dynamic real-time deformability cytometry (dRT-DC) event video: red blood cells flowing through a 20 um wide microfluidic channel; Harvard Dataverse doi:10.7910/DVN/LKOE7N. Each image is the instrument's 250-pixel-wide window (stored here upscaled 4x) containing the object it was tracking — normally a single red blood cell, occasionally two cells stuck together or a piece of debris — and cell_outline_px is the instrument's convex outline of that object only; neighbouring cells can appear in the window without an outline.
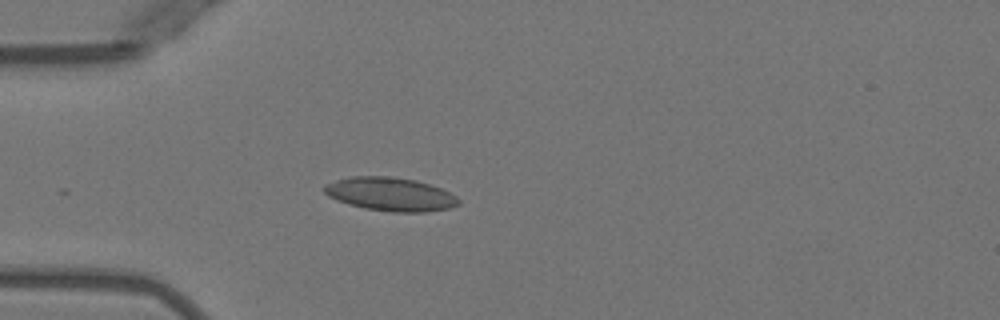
{"species": "Egyptian fruit bat (a non-hibernating species)", "species_latin": "Rousettus aegyptiacus", "temperature_condition": "warm", "stored_images_in_passage": 4, "camera_frame_rate_fps": 3000, "um_per_image_px": 0.085, "animal": {"sex": "female"}, "frame": {"image": 1, "passage_image": 4, "time_ms": 3.333, "image_size_px": [1000, 320], "cell_outline_px": [[460, 204], [448, 208], [424, 212], [392, 212], [364, 208], [348, 204], [336, 200], [328, 196], [324, 192], [324, 184], [336, 180], [352, 176], [392, 176], [416, 180], [440, 188], [456, 196], [460, 200]], "centroid_in_image_um": [33.16, 16.5], "position_along_channel_um": 51.8, "area_um2": 26.24}}